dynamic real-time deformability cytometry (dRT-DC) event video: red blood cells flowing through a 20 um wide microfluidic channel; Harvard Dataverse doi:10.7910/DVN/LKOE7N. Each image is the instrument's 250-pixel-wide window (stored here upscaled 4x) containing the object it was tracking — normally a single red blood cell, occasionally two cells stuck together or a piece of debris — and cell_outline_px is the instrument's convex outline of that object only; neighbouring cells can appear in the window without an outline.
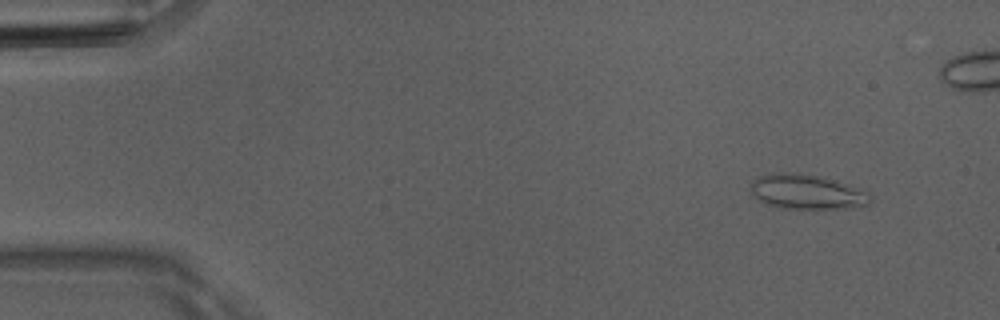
{"species": "Egyptian fruit bat (a non-hibernating species)", "species_latin": "Rousettus aegyptiacus", "temperature_condition": "room temperature", "stored_images_in_passage": 14, "camera_frame_rate_fps": 3000, "um_per_image_px": 0.085, "animal": {"sex": "male"}, "frame": {"image": 1, "passage_image": 5, "time_ms": 1.333, "image_size_px": [1000, 320], "cell_outline_px": [[872, 200], [868, 204], [848, 208], [780, 208], [764, 204], [752, 192], [752, 180], [760, 176], [780, 172], [816, 176], [836, 180], [848, 184], [868, 192]], "centroid_in_image_um": [68.6, 16.32], "position_along_channel_um": 16.4, "area_um2": 23.76}}